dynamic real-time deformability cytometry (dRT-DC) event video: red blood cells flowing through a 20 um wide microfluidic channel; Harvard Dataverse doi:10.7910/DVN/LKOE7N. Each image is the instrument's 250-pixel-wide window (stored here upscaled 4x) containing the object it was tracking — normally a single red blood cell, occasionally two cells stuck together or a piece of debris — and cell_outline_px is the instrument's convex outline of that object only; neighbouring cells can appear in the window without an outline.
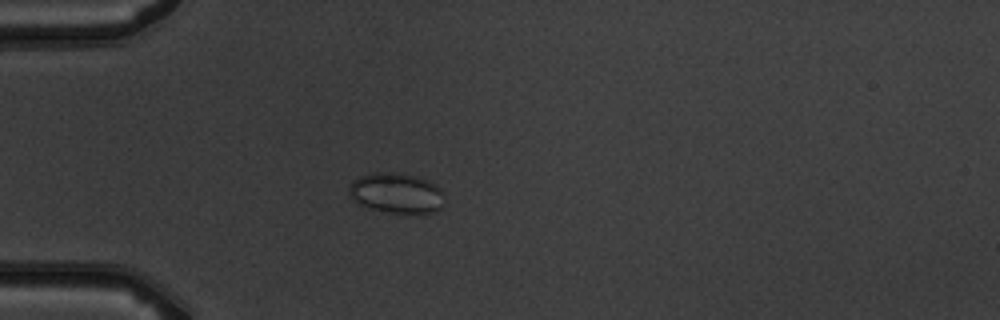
{"species": "common noctule bat (a hibernating species)", "species_latin": "Nyctalus noctula", "temperature_condition": "warm", "stored_images_in_passage": 5, "camera_frame_rate_fps": 3000, "um_per_image_px": 0.085, "animal": {"sex": "male", "body_mass_g": 19.5, "forearm_length_mm": 54.6}, "frame": {"image": 1, "passage_image": 4, "time_ms": 3.333, "image_size_px": [1000, 320], "cell_outline_px": [[444, 204], [440, 208], [432, 212], [388, 212], [368, 208], [360, 204], [348, 192], [348, 188], [352, 180], [360, 176], [372, 172], [400, 172], [416, 176], [436, 184], [444, 192]], "centroid_in_image_um": [33.7, 16.38], "position_along_channel_um": 51.3, "area_um2": 22.43}}